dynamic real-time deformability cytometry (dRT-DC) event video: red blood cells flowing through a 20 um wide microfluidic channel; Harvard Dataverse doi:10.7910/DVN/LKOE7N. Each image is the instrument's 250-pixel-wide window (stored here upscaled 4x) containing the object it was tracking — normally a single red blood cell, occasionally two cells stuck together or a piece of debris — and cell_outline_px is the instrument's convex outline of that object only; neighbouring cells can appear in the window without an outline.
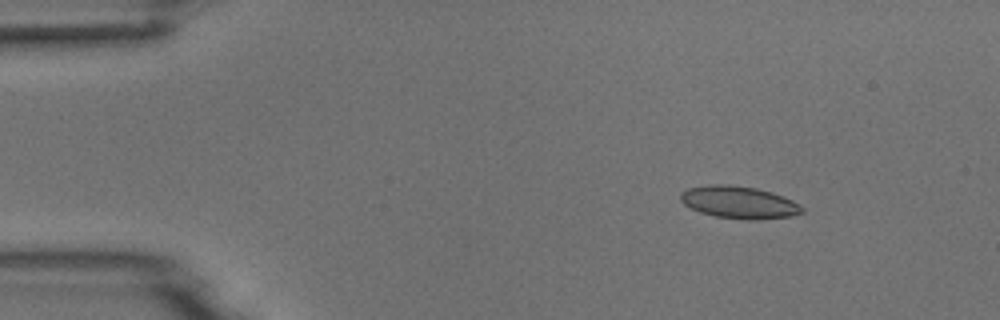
{"species": "common noctule bat (a hibernating species)", "species_latin": "Nyctalus noctula", "temperature_condition": "room temperature", "stored_images_in_passage": 5, "camera_frame_rate_fps": 3000, "um_per_image_px": 0.085, "animal": {"sex": "male", "body_mass_g": 18.8}, "frame": {"image": 1, "passage_image": 3, "time_ms": 2.0, "image_size_px": [1000, 320], "cell_outline_px": [[804, 212], [788, 216], [756, 220], [748, 220], [716, 216], [700, 212], [684, 204], [680, 200], [680, 192], [688, 188], [712, 184], [724, 184], [756, 188], [772, 192], [784, 196], [800, 204], [804, 208]], "centroid_in_image_um": [62.82, 17.19], "position_along_channel_um": 22.2, "area_um2": 22.83}}